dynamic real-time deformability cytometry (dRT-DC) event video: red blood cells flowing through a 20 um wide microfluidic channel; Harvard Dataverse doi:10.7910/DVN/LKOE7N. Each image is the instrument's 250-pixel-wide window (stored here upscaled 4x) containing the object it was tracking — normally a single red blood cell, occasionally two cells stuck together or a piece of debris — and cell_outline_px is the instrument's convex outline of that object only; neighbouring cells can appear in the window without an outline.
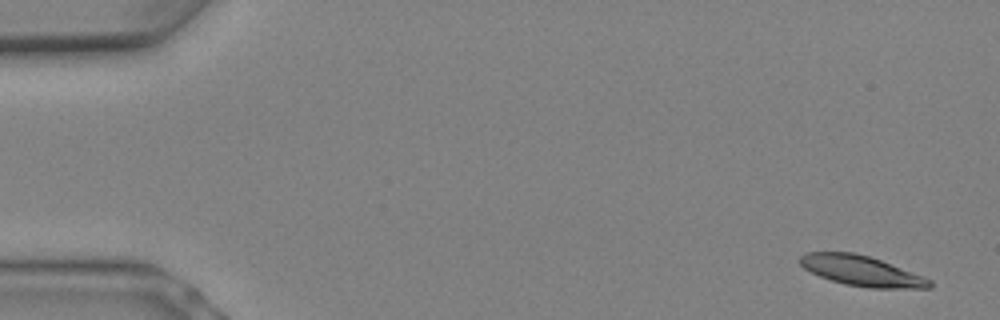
{"species": "Egyptian fruit bat (a non-hibernating species)", "species_latin": "Rousettus aegyptiacus", "temperature_condition": "warm", "stored_images_in_passage": 7, "camera_frame_rate_fps": 3000, "um_per_image_px": 0.085, "animal": {"sex": "female"}, "frame": {"image": 1, "passage_image": 1, "time_ms": 0.0, "image_size_px": [1000, 320], "cell_outline_px": [[932, 288], [868, 288], [844, 284], [820, 276], [804, 268], [800, 264], [800, 256], [808, 252], [852, 252], [868, 256], [880, 260], [924, 276], [932, 280]], "centroid_in_image_um": [73.25, 23.03], "position_along_channel_um": 11.7, "area_um2": 22.66}}